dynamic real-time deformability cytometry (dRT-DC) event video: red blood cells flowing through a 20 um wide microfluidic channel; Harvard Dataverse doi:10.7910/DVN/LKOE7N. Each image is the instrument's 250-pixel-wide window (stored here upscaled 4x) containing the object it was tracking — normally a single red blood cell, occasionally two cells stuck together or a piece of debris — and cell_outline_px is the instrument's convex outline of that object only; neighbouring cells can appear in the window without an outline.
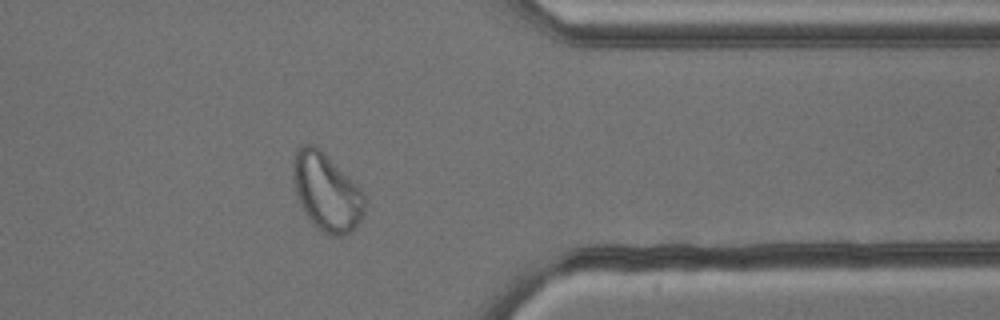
{"species": "common noctule bat (a hibernating species)", "species_latin": "Nyctalus noctula", "temperature_condition": "cold", "stored_images_in_passage": 39, "camera_frame_rate_fps": 3000, "um_per_image_px": 0.085, "animal": {"sex": "male", "body_mass_g": 13.3}, "frame": {"image": 1, "passage_image": 28, "time_ms": 9.0, "image_size_px": [1000, 320], "cell_outline_px": [[364, 212], [356, 228], [344, 236], [332, 236], [316, 228], [312, 224], [304, 212], [300, 204], [292, 180], [292, 160], [296, 148], [300, 144], [316, 144], [364, 192]], "centroid_in_image_um": [27.72, 16.3], "position_along_channel_um": 383.7, "area_um2": 32.77}}